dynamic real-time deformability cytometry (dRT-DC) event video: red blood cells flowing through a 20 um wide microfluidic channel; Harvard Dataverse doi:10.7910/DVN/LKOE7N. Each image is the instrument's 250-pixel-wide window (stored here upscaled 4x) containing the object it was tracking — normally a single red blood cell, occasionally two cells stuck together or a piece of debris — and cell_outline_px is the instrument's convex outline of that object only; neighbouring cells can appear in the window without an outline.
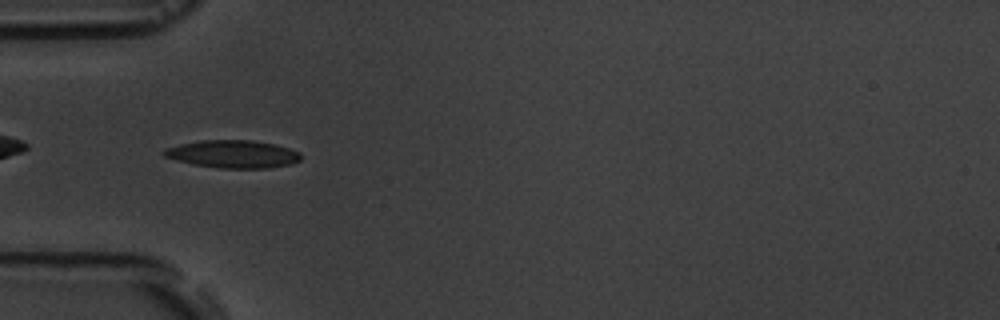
{"species": "common noctule bat (a hibernating species)", "species_latin": "Nyctalus noctula", "temperature_condition": "room temperature", "stored_images_in_passage": 7, "camera_frame_rate_fps": 3000, "um_per_image_px": 0.085, "animal": {"sex": "male", "body_mass_g": 19.5, "forearm_length_mm": 54.6}, "frame": {"image": 1, "passage_image": 5, "time_ms": 4.667, "image_size_px": [1000, 320], "cell_outline_px": [[300, 160], [292, 164], [268, 168], [220, 168], [192, 164], [176, 160], [164, 156], [160, 152], [164, 148], [180, 144], [204, 140], [252, 140], [276, 144], [300, 152]], "centroid_in_image_um": [19.78, 13.09], "position_along_channel_um": 65.2, "area_um2": 22.2}}
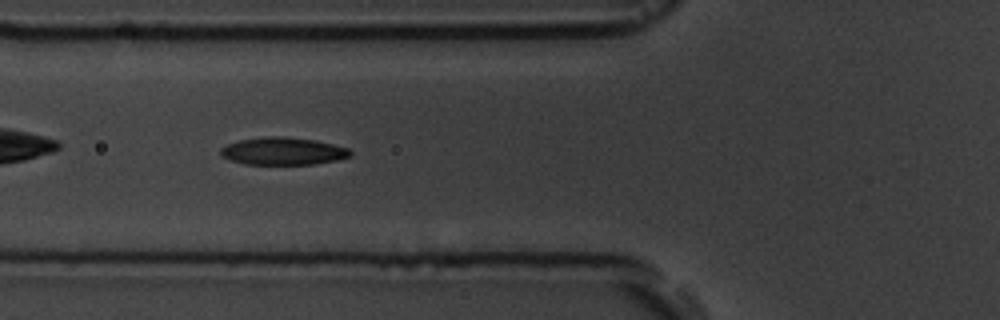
{"frame": {"image": 2, "passage_image": 6, "time_ms": 5.667, "image_size_px": [1000, 320], "cell_outline_px": [[352, 156], [336, 160], [312, 164], [244, 164], [228, 160], [220, 152], [220, 148], [228, 144], [240, 140], [268, 136], [284, 136], [312, 140], [332, 144], [348, 148], [352, 152]], "centroid_in_image_um": [24.05, 12.85], "position_along_channel_um": 101.8, "area_um2": 20.63}}
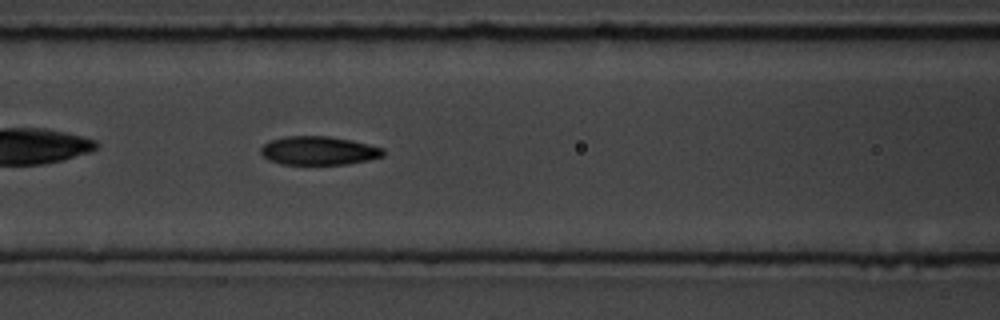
{"frame": {"image": 3, "passage_image": 7, "time_ms": 6.667, "image_size_px": [1000, 320], "cell_outline_px": [[384, 156], [368, 160], [348, 164], [280, 164], [268, 160], [260, 152], [260, 148], [264, 144], [272, 140], [288, 136], [328, 136], [352, 140], [384, 148]], "centroid_in_image_um": [27.1, 12.81], "position_along_channel_um": 139.5, "area_um2": 20.4}}